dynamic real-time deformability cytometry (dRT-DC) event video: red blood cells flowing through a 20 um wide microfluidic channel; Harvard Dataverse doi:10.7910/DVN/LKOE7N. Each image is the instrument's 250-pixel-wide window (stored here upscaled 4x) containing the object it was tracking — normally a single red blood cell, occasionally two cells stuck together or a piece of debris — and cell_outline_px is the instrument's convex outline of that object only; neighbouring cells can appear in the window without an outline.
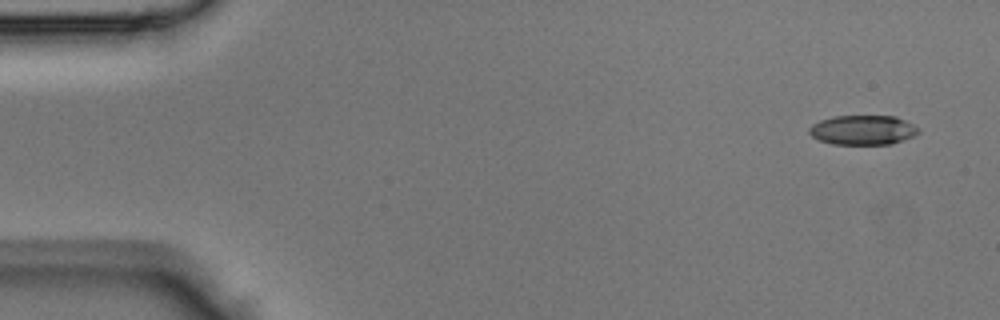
{"species": "Egyptian fruit bat (a non-hibernating species)", "species_latin": "Rousettus aegyptiacus", "temperature_condition": "room temperature", "stored_images_in_passage": 43, "camera_frame_rate_fps": 3000, "um_per_image_px": 0.085, "animal": {"sex": "male"}, "frame": {"image": 1, "passage_image": 1, "time_ms": 0.0, "image_size_px": [1000, 320], "cell_outline_px": [[920, 132], [912, 136], [892, 144], [832, 144], [820, 140], [812, 136], [808, 132], [808, 128], [812, 124], [820, 120], [832, 116], [896, 116], [920, 128]], "centroid_in_image_um": [73.33, 11.04], "position_along_channel_um": 11.7, "area_um2": 18.84}}
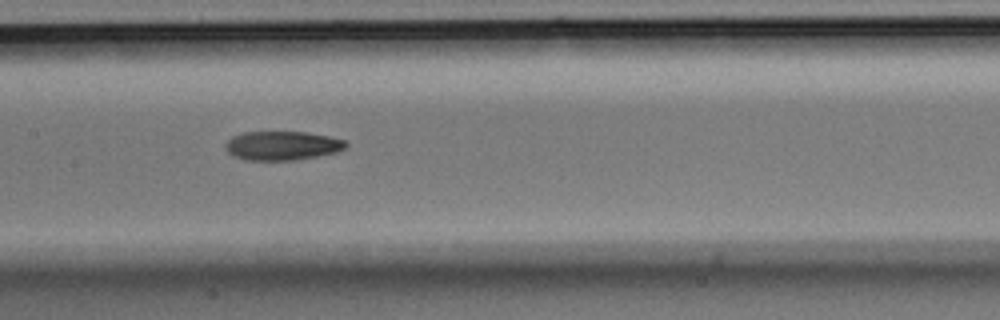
{"frame": {"image": 2, "passage_image": 20, "time_ms": 6.333, "image_size_px": [1000, 320], "cell_outline_px": [[348, 144], [344, 148], [336, 152], [296, 160], [244, 160], [232, 156], [224, 148], [224, 144], [232, 136], [244, 132], [304, 132], [328, 136], [344, 140]], "centroid_in_image_um": [23.93, 12.38], "position_along_channel_um": 183.5, "area_um2": 20.35}}
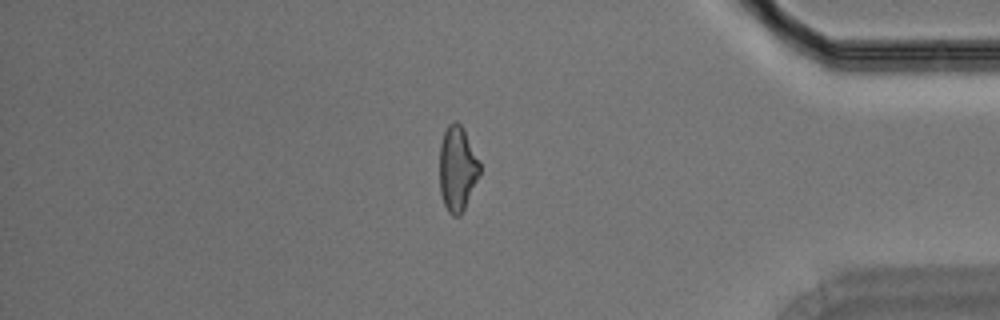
{"frame": {"image": 3, "passage_image": 36, "time_ms": 11.667, "image_size_px": [1000, 320], "cell_outline_px": [[480, 172], [464, 208], [460, 216], [452, 216], [448, 212], [444, 204], [440, 192], [440, 144], [444, 132], [448, 124], [456, 120], [460, 124], [480, 164]], "centroid_in_image_um": [38.84, 14.35], "position_along_channel_um": 396.4, "area_um2": 19.42}}